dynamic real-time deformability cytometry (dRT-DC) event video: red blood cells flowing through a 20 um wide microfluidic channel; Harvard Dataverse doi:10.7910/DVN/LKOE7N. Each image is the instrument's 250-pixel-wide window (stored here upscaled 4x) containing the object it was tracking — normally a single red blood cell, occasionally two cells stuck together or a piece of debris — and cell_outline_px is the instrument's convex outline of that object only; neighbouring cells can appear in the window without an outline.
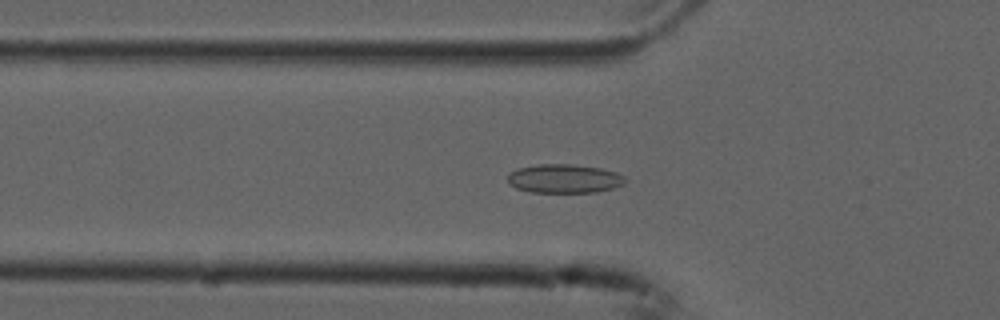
{"species": "common noctule bat (a hibernating species)", "species_latin": "Nyctalus noctula", "temperature_condition": "cold", "stored_images_in_passage": 38, "camera_frame_rate_fps": 3000, "um_per_image_px": 0.085, "animal": {"sex": "male", "forearm_length_mm": 52.5}, "frame": {"image": 1, "passage_image": 2, "time_ms": 0.333, "image_size_px": [1000, 320], "cell_outline_px": [[628, 180], [624, 184], [612, 188], [596, 192], [532, 192], [516, 188], [508, 184], [508, 172], [516, 168], [536, 164], [572, 164], [600, 168], [616, 172], [624, 176]], "centroid_in_image_um": [47.94, 15.17], "position_along_channel_um": 77.9, "area_um2": 19.94}}
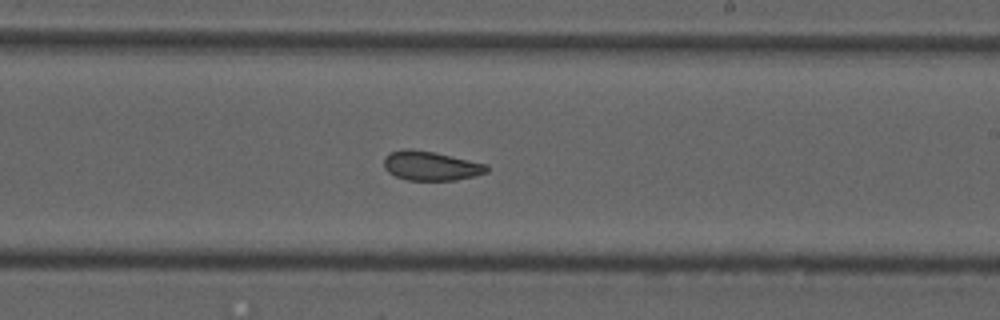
{"frame": {"image": 2, "passage_image": 16, "time_ms": 5.0, "image_size_px": [1000, 320], "cell_outline_px": [[488, 172], [456, 180], [408, 180], [396, 176], [388, 172], [384, 168], [384, 156], [388, 152], [404, 148], [412, 148], [436, 152], [488, 164]], "centroid_in_image_um": [36.59, 14.07], "position_along_channel_um": 252.4, "area_um2": 17.8}}
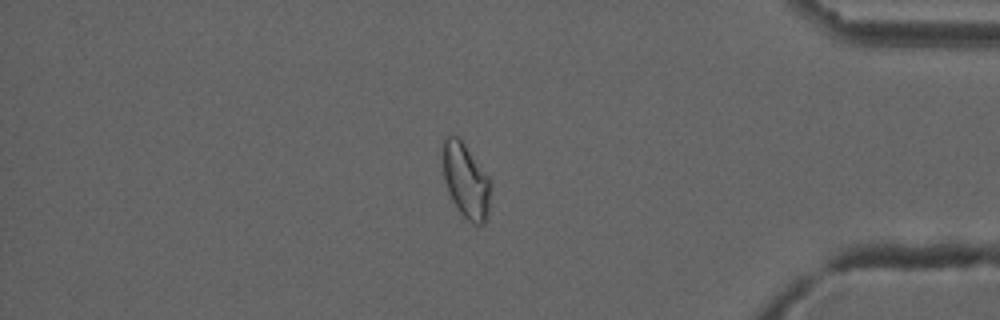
{"frame": {"image": 3, "passage_image": 30, "time_ms": 9.667, "image_size_px": [1000, 320], "cell_outline_px": [[492, 188], [488, 212], [484, 224], [476, 224], [468, 220], [456, 208], [448, 192], [444, 180], [440, 156], [440, 148], [444, 140], [448, 136], [456, 136], [464, 144], [488, 176]], "centroid_in_image_um": [39.56, 15.35], "position_along_channel_um": 395.6, "area_um2": 21.1}, "authors_computed_cell_mechanics": {"area_um2": 18.4671, "velocity_mm_per_s": 3.7421, "shape_relaxation_time_tau1_ms": null, "shape_relaxation_time_tau2_ms": 1.958, "deformation_change_tau1": null, "deformation_change_tau2": 0.0641}}